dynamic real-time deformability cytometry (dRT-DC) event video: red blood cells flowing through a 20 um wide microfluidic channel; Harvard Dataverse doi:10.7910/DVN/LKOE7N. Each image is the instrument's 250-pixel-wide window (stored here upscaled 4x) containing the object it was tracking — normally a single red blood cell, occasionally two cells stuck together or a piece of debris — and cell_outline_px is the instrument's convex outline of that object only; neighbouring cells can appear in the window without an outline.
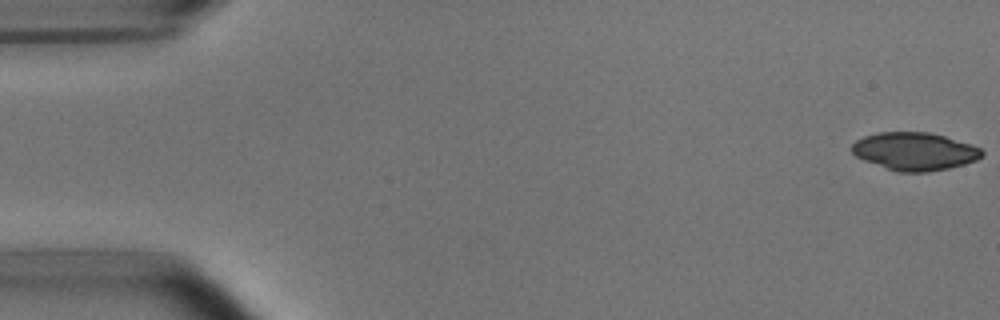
{"species": "common noctule bat (a hibernating species)", "species_latin": "Nyctalus noctula", "temperature_condition": "room temperature", "stored_images_in_passage": 52, "camera_frame_rate_fps": 3000, "um_per_image_px": 0.085, "animal": {"sex": "male", "body_mass_g": 15.6}, "frame": {"image": 1, "passage_image": 1, "time_ms": 0.0, "image_size_px": [1000, 320], "cell_outline_px": [[984, 152], [976, 160], [964, 164], [948, 168], [928, 172], [896, 172], [864, 160], [856, 156], [852, 152], [852, 144], [856, 140], [864, 136], [876, 132], [928, 132], [944, 136], [972, 144], [980, 148]], "centroid_in_image_um": [77.73, 12.86], "position_along_channel_um": 7.3, "area_um2": 28.67}}
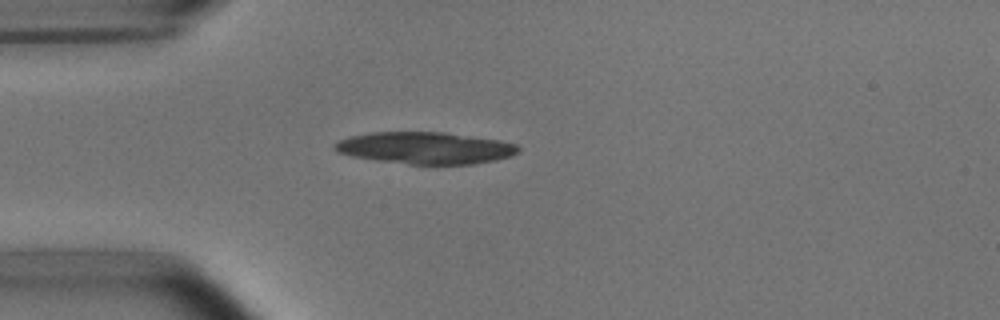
{"frame": {"image": 2, "passage_image": 14, "time_ms": 4.333, "image_size_px": [1000, 320], "cell_outline_px": [[520, 152], [512, 156], [472, 164], [408, 164], [376, 160], [352, 156], [340, 152], [332, 148], [332, 144], [340, 140], [352, 136], [372, 132], [444, 132], [500, 140], [516, 144], [520, 148]], "centroid_in_image_um": [36.16, 12.57], "position_along_channel_um": 48.8, "area_um2": 33.99}}